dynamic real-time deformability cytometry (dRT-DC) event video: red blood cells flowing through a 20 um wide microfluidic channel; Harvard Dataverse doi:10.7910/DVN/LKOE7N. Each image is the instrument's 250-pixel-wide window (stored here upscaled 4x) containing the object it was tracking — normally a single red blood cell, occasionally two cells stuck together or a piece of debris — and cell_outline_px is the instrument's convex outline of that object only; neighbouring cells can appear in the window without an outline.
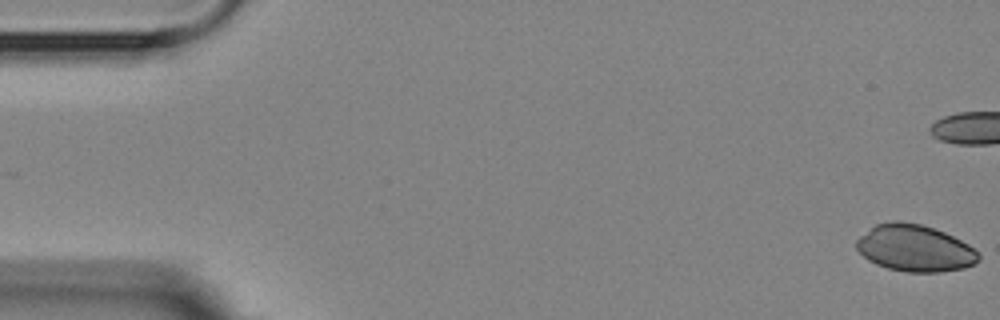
{"species": "Egyptian fruit bat (a non-hibernating species)", "species_latin": "Rousettus aegyptiacus", "temperature_condition": "room temperature", "stored_images_in_passage": 8, "camera_frame_rate_fps": 3000, "um_per_image_px": 0.085, "animal": {"sex": "female"}, "frame": {"image": 1, "passage_image": 1, "time_ms": 0.0, "image_size_px": [1000, 320], "cell_outline_px": [[980, 260], [964, 268], [940, 272], [908, 272], [888, 268], [876, 264], [868, 260], [856, 248], [856, 240], [860, 236], [876, 224], [892, 220], [896, 220], [920, 224], [944, 232], [968, 244], [980, 256]], "centroid_in_image_um": [77.74, 21.09], "position_along_channel_um": 7.3, "area_um2": 33.0}}
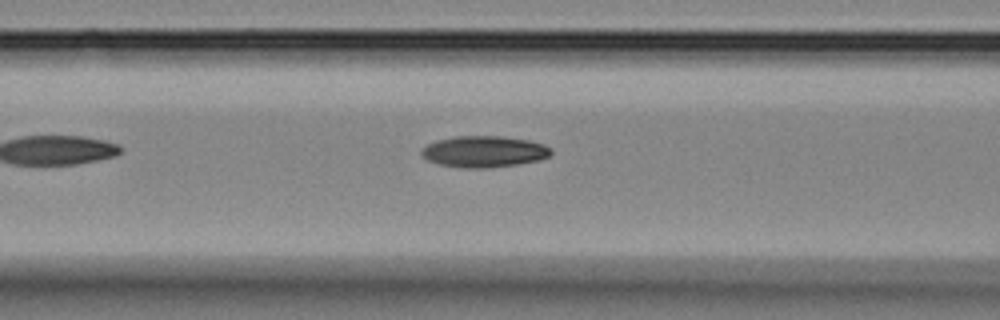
{"frame": {"image": 2, "passage_image": 8, "time_ms": 9.0, "image_size_px": [1000, 320], "cell_outline_px": [[552, 152], [548, 156], [540, 160], [516, 164], [488, 168], [460, 168], [440, 164], [428, 160], [420, 152], [420, 148], [436, 140], [452, 136], [500, 136], [528, 140], [544, 144]], "centroid_in_image_um": [41.1, 12.88], "position_along_channel_um": 125.5, "area_um2": 23.64}}